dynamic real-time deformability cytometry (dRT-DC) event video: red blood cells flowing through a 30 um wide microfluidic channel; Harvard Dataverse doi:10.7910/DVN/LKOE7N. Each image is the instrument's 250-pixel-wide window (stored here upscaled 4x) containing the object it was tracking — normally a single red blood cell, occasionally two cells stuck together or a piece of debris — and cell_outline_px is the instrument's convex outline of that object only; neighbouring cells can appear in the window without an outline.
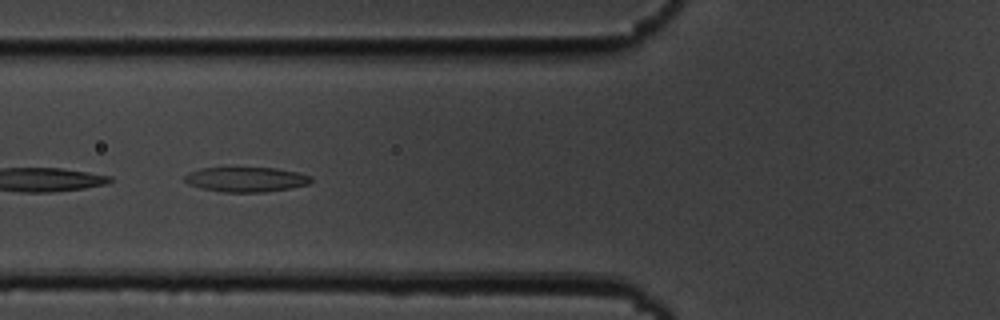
{"species": "common noctule bat (a hibernating species)", "species_latin": "Nyctalus noctula", "temperature_condition": "cold", "stored_images_in_passage": 24, "camera_frame_rate_fps": 3000, "um_per_image_px": 0.085, "animal": {"sex": "male", "body_mass_g": 19.5, "forearm_length_mm": 54.6}, "frame": {"image": 1, "passage_image": 21, "time_ms": 6.667, "image_size_px": [1000, 320], "cell_outline_px": [[312, 180], [308, 184], [292, 188], [264, 192], [220, 192], [200, 188], [188, 184], [184, 180], [184, 176], [188, 172], [200, 168], [276, 168], [296, 172], [312, 176]], "centroid_in_image_um": [20.89, 15.26], "position_along_channel_um": 104.9, "area_um2": 18.38}}